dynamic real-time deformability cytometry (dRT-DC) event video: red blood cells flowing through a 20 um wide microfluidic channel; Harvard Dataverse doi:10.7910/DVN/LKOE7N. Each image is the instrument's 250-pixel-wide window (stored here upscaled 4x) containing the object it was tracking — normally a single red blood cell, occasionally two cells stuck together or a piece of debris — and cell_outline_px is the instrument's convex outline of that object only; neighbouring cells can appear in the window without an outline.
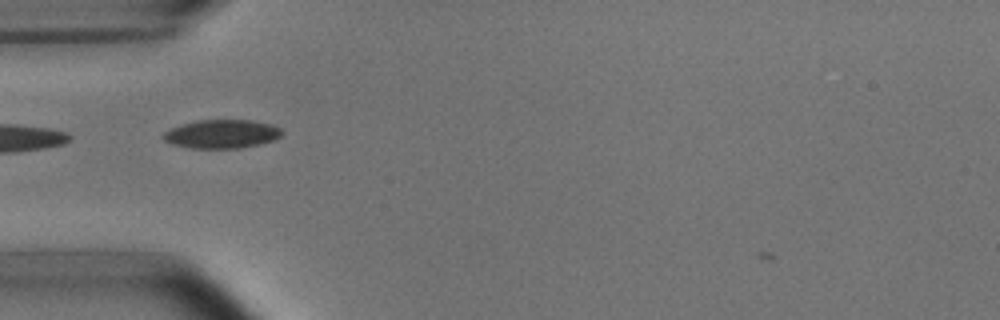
{"species": "common noctule bat (a hibernating species)", "species_latin": "Nyctalus noctula", "temperature_condition": "room temperature", "stored_images_in_passage": 13, "camera_frame_rate_fps": 3000, "um_per_image_px": 0.085, "animal": {"sex": "male", "body_mass_g": 15.6}, "frame": {"image": 1, "passage_image": 1, "time_ms": 0.0, "image_size_px": [1000, 320], "cell_outline_px": [[280, 136], [276, 140], [260, 144], [240, 148], [188, 148], [172, 144], [164, 140], [160, 136], [164, 132], [180, 124], [196, 120], [252, 120], [272, 124], [280, 128]], "centroid_in_image_um": [18.82, 11.39], "position_along_channel_um": 66.2, "area_um2": 19.94}}